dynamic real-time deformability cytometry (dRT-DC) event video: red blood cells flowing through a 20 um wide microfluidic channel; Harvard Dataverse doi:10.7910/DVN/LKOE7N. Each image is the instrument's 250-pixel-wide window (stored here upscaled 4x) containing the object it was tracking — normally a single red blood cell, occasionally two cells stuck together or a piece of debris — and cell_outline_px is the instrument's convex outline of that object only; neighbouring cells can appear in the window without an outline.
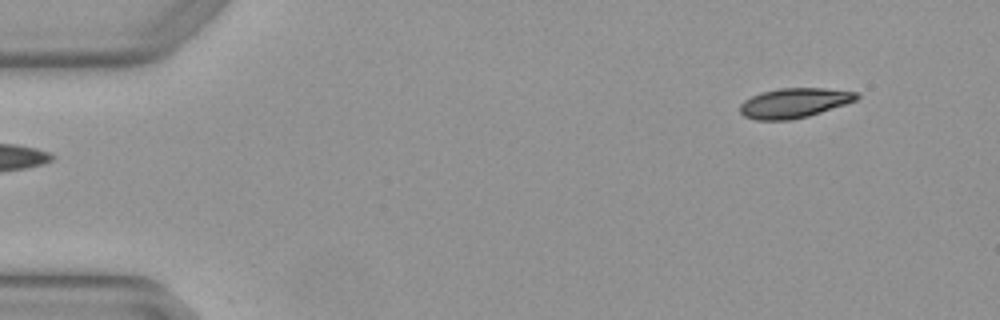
{"species": "Egyptian fruit bat (a non-hibernating species)", "species_latin": "Rousettus aegyptiacus", "temperature_condition": "warm", "stored_images_in_passage": 3, "camera_frame_rate_fps": 3000, "um_per_image_px": 0.085, "animal": {"sex": "female"}, "frame": {"image": 1, "passage_image": 1, "time_ms": 0.0, "image_size_px": [1000, 320], "cell_outline_px": [[860, 96], [856, 100], [808, 116], [788, 120], [756, 120], [744, 116], [740, 112], [740, 104], [744, 100], [760, 92], [780, 88], [824, 88], [856, 92]], "centroid_in_image_um": [67.47, 8.74], "position_along_channel_um": 17.5, "area_um2": 20.06}}
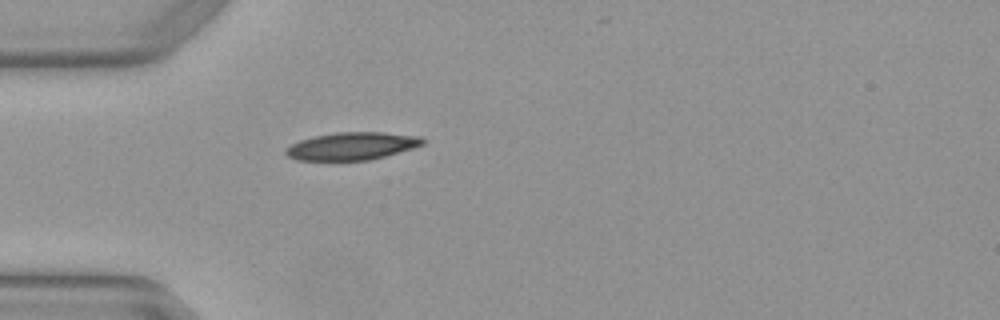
{"frame": {"image": 2, "passage_image": 3, "time_ms": 0.667, "image_size_px": [1000, 320], "cell_outline_px": [[424, 144], [412, 148], [384, 156], [368, 160], [296, 160], [288, 156], [284, 152], [284, 148], [300, 140], [316, 136], [336, 132], [384, 132], [420, 136], [424, 140]], "centroid_in_image_um": [29.89, 12.41], "position_along_channel_um": 55.1, "area_um2": 21.91}}